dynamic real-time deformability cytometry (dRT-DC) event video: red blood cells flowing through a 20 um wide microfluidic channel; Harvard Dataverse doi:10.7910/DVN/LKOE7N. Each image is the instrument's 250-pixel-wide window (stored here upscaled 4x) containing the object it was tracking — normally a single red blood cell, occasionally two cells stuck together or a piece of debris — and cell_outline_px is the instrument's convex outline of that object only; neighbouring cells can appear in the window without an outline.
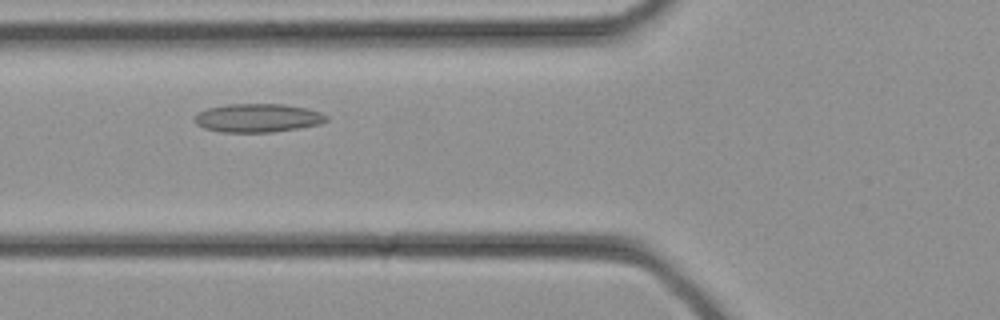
{"species": "common noctule bat (a hibernating species)", "species_latin": "Nyctalus noctula", "temperature_condition": "cold", "stored_images_in_passage": 29, "camera_frame_rate_fps": 3000, "um_per_image_px": 0.085, "animal": {"sex": "female", "body_mass_g": 21.9}, "frame": {"image": 1, "passage_image": 8, "time_ms": 2.333, "image_size_px": [1000, 320], "cell_outline_px": [[328, 120], [320, 124], [272, 132], [220, 132], [204, 128], [196, 124], [196, 116], [200, 112], [208, 108], [228, 104], [284, 104], [304, 108], [320, 112], [328, 116]], "centroid_in_image_um": [21.92, 10.03], "position_along_channel_um": 103.9, "area_um2": 21.68}}
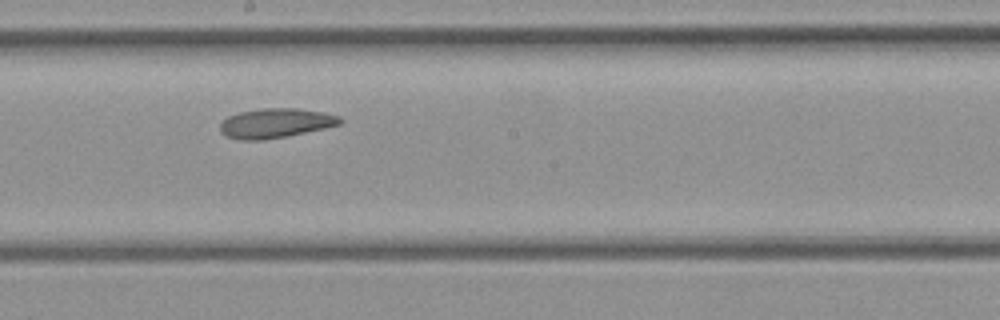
{"frame": {"image": 2, "passage_image": 14, "time_ms": 4.333, "image_size_px": [1000, 320], "cell_outline_px": [[344, 120], [340, 124], [324, 128], [264, 140], [240, 140], [228, 136], [220, 132], [220, 124], [228, 116], [240, 112], [260, 108], [296, 108], [324, 112], [340, 116]], "centroid_in_image_um": [23.43, 10.45], "position_along_channel_um": 224.8, "area_um2": 20.52}}
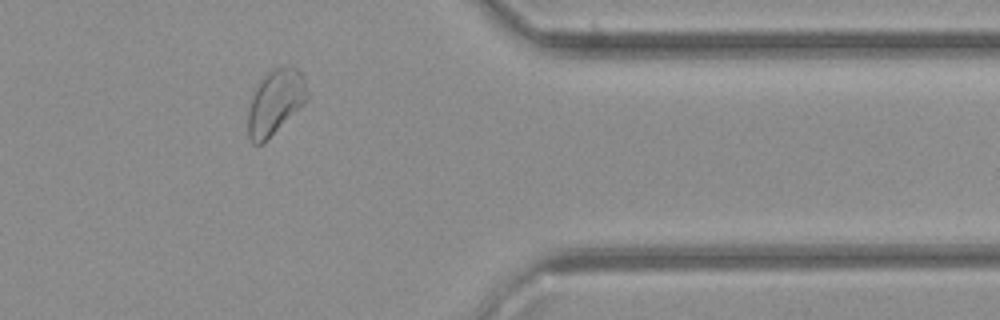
{"frame": {"image": 3, "passage_image": 23, "time_ms": 7.333, "image_size_px": [1000, 320], "cell_outline_px": [[308, 100], [264, 144], [252, 144], [248, 136], [248, 112], [252, 96], [260, 80], [268, 72], [276, 68], [296, 68], [304, 76], [308, 92]], "centroid_in_image_um": [23.4, 8.73], "position_along_channel_um": 388.0, "area_um2": 22.37}}